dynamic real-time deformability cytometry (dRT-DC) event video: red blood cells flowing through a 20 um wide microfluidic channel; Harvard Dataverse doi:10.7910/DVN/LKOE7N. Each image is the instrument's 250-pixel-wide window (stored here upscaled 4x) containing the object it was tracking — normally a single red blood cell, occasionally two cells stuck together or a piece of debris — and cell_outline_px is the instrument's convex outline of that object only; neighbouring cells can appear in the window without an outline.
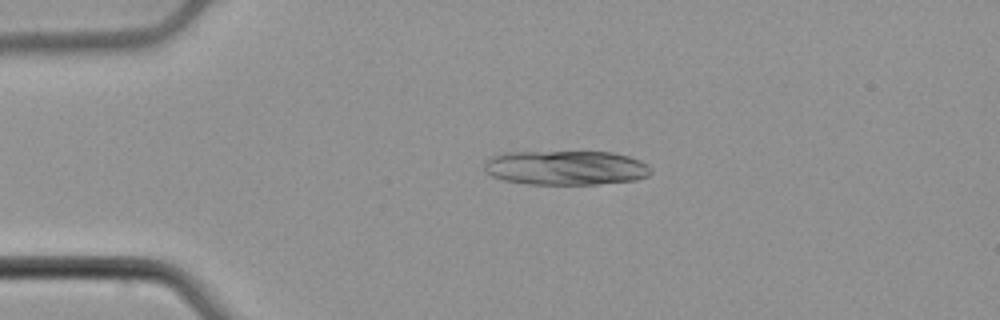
{"species": "common noctule bat (a hibernating species)", "species_latin": "Nyctalus noctula", "temperature_condition": "cold", "stored_images_in_passage": 2, "camera_frame_rate_fps": 3000, "um_per_image_px": 0.085, "animal": {"sex": "male", "body_mass_g": 21.5, "forearm_length_mm": 52.0}, "frame": {"image": 1, "passage_image": 2, "time_ms": 0.333, "image_size_px": [1000, 320], "cell_outline_px": [[652, 172], [648, 176], [636, 180], [596, 184], [528, 184], [504, 180], [492, 176], [484, 168], [484, 160], [492, 156], [504, 152], [612, 152], [628, 156], [640, 160], [648, 164]], "centroid_in_image_um": [48.1, 14.26], "position_along_channel_um": 36.9, "area_um2": 33.58}}